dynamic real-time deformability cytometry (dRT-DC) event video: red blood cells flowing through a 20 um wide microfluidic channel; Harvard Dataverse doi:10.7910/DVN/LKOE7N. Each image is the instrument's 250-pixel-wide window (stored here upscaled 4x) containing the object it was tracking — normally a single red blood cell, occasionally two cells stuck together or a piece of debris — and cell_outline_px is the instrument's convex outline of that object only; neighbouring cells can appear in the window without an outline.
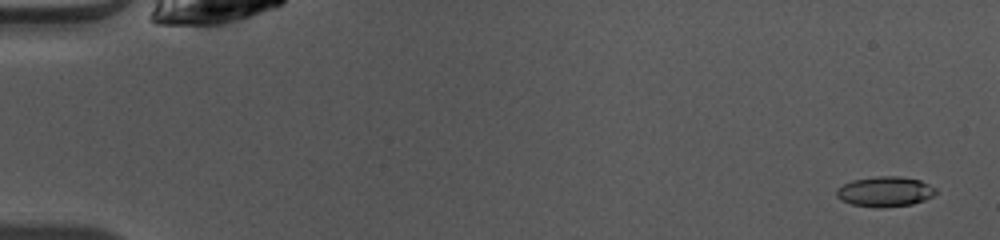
{"species": "common noctule bat (a hibernating species)", "species_latin": "Nyctalus noctula", "temperature_condition": "warm", "stored_images_in_passage": 49, "camera_frame_rate_fps": 3000, "um_per_image_px": 0.085, "animal": {"sex": "female", "body_mass_g": 10.0, "forearm_length_mm": 53.1}, "frame": {"image": 1, "passage_image": 2, "time_ms": 0.333, "image_size_px": [1000, 240], "cell_outline_px": [[936, 192], [932, 196], [924, 200], [912, 204], [880, 208], [876, 208], [852, 204], [840, 200], [836, 196], [836, 188], [852, 180], [876, 176], [900, 176], [920, 180], [936, 188]], "centroid_in_image_um": [75.2, 16.28], "position_along_channel_um": 9.8, "area_um2": 17.51}}
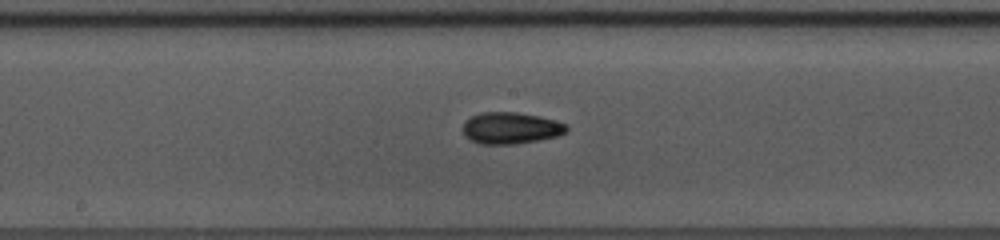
{"frame": {"image": 2, "passage_image": 26, "time_ms": 8.333, "image_size_px": [1000, 240], "cell_outline_px": [[568, 132], [556, 136], [516, 144], [480, 144], [464, 136], [464, 120], [480, 112], [516, 112], [540, 116], [568, 124]], "centroid_in_image_um": [43.42, 10.88], "position_along_channel_um": 204.8, "area_um2": 19.13}}
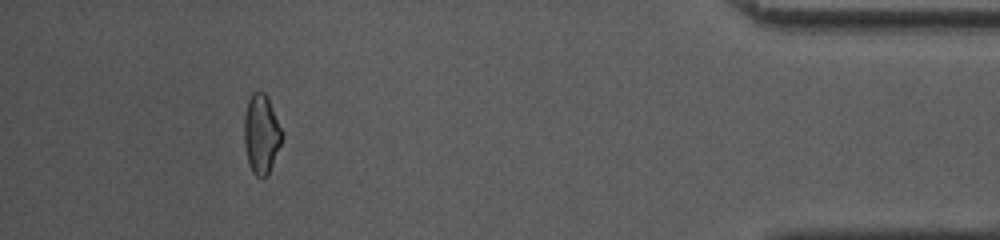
{"frame": {"image": 3, "passage_image": 45, "time_ms": 14.667, "image_size_px": [1000, 240], "cell_outline_px": [[284, 136], [268, 176], [264, 180], [256, 176], [252, 172], [248, 160], [244, 144], [244, 116], [248, 100], [252, 92], [264, 92], [284, 132]], "centroid_in_image_um": [22.22, 11.44], "position_along_channel_um": 413.0, "area_um2": 17.63}, "authors_computed_cell_mechanics": {"area_um2": 17.7446, "velocity_mm_per_s": 4.1086, "shape_relaxation_time_tau1_ms": 4.5977, "shape_relaxation_time_tau2_ms": 1.8379, "deformation_change_tau1": 0.1241, "deformation_change_tau2": 0.0765}}